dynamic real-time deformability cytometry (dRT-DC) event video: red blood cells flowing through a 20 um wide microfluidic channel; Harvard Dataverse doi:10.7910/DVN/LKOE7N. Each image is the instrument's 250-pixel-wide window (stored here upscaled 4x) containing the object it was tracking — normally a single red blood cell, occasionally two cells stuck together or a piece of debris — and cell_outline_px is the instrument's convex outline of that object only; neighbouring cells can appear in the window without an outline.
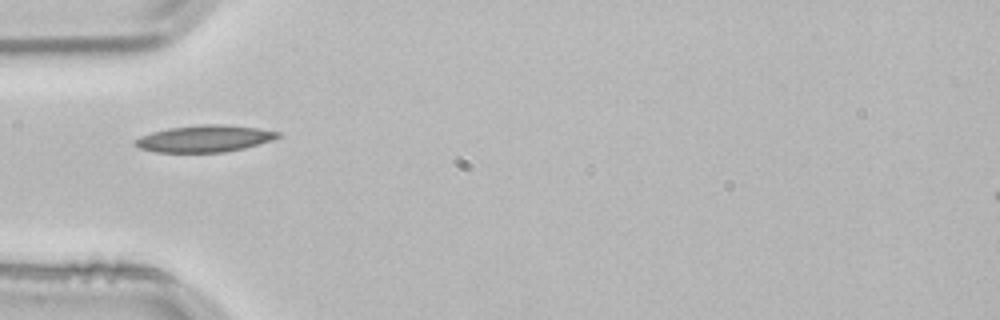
{"species": "common noctule bat (a hibernating species)", "species_latin": "Nyctalus noctula", "temperature_condition": "room temperature", "stored_images_in_passage": 2, "camera_frame_rate_fps": 3000, "um_per_image_px": 0.085, "animal": {"sex": "male", "body_mass_g": 21.5, "forearm_length_mm": 52.0}, "frame": {"image": 1, "passage_image": 2, "time_ms": 0.333, "image_size_px": [1000, 320], "cell_outline_px": [[280, 136], [272, 140], [244, 148], [224, 152], [156, 152], [140, 148], [132, 144], [140, 136], [152, 132], [168, 128], [200, 124], [220, 124], [256, 128], [280, 132]], "centroid_in_image_um": [17.36, 11.78], "position_along_channel_um": 67.6, "area_um2": 22.14}}